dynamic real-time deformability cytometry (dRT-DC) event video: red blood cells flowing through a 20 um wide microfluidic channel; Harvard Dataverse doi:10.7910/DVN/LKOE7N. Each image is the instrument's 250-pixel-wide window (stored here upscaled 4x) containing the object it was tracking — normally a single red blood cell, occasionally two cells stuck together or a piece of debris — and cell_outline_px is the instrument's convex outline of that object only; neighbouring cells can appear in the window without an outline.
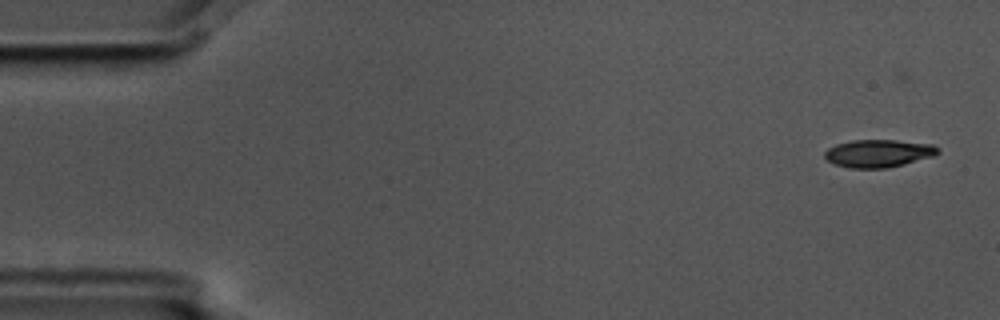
{"species": "common noctule bat (a hibernating species)", "species_latin": "Nyctalus noctula", "temperature_condition": "cold", "stored_images_in_passage": 5, "camera_frame_rate_fps": 3000, "um_per_image_px": 0.085, "animal": {"sex": "male", "body_mass_g": 17.5, "forearm_length_mm": 52.3}, "frame": {"image": 1, "passage_image": 1, "time_ms": 0.0, "image_size_px": [1000, 320], "cell_outline_px": [[940, 152], [932, 156], [904, 164], [884, 168], [848, 168], [836, 164], [828, 160], [824, 156], [824, 152], [828, 148], [836, 144], [852, 140], [896, 140], [932, 144], [940, 148]], "centroid_in_image_um": [74.67, 13.03], "position_along_channel_um": 10.3, "area_um2": 18.21}}